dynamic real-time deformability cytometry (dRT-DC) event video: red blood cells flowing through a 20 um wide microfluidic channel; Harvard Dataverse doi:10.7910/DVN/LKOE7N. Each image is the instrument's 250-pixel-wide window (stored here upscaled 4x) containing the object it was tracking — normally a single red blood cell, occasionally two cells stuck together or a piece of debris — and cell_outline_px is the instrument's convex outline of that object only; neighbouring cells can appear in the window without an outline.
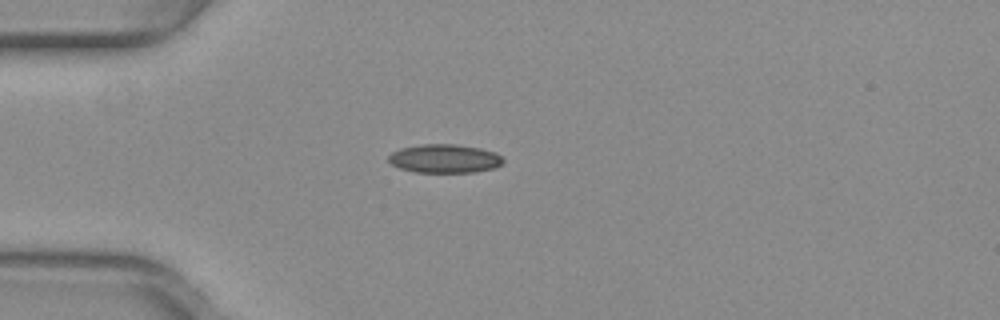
{"species": "common noctule bat (a hibernating species)", "species_latin": "Nyctalus noctula", "temperature_condition": "warm", "stored_images_in_passage": 38, "camera_frame_rate_fps": 3000, "um_per_image_px": 0.085, "animal": {"sex": "female", "body_mass_g": 29.2, "forearm_length_mm": 56.3}, "frame": {"image": 1, "passage_image": 1, "time_ms": 0.0, "image_size_px": [1000, 320], "cell_outline_px": [[504, 160], [496, 168], [476, 172], [416, 172], [400, 168], [392, 164], [388, 160], [388, 156], [392, 152], [400, 148], [424, 144], [456, 144], [480, 148], [496, 152]], "centroid_in_image_um": [37.8, 13.48], "position_along_channel_um": 47.2, "area_um2": 19.13}}
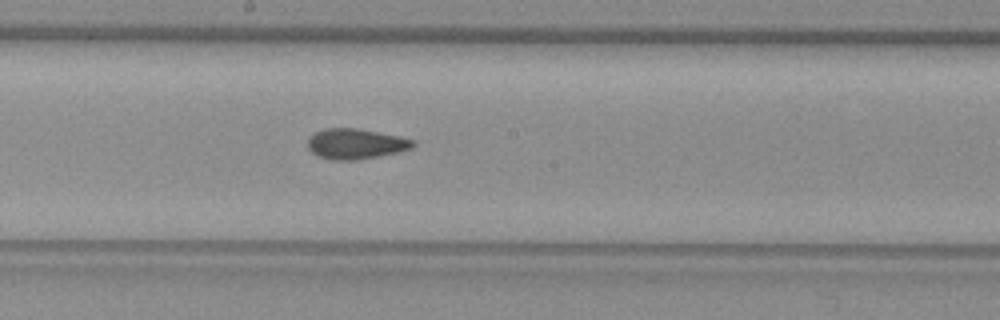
{"frame": {"image": 2, "passage_image": 15, "time_ms": 4.667, "image_size_px": [1000, 320], "cell_outline_px": [[416, 144], [412, 148], [396, 152], [356, 160], [332, 160], [316, 156], [308, 148], [308, 140], [316, 132], [324, 128], [356, 128], [400, 136], [416, 140]], "centroid_in_image_um": [30.24, 12.22], "position_along_channel_um": 218.0, "area_um2": 18.55}}
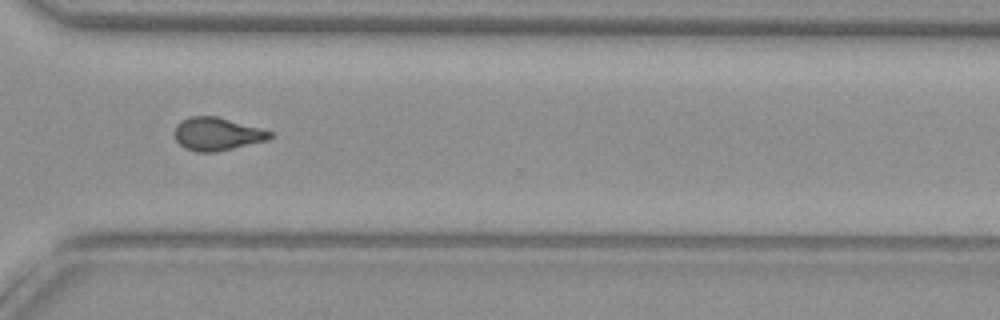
{"frame": {"image": 3, "passage_image": 25, "time_ms": 8.0, "image_size_px": [1000, 320], "cell_outline_px": [[272, 136], [268, 140], [216, 152], [196, 152], [184, 148], [176, 140], [172, 132], [176, 124], [180, 120], [192, 116], [216, 116], [260, 128], [272, 132]], "centroid_in_image_um": [18.39, 11.39], "position_along_channel_um": 352.2, "area_um2": 18.44}, "authors_computed_cell_mechanics": {"area_um2": 18.3515, "velocity_mm_per_s": 4.0241, "shape_relaxation_time_tau1_ms": null, "shape_relaxation_time_tau2_ms": 1.6115, "deformation_change_tau1": null, "deformation_change_tau2": 0.0708}}